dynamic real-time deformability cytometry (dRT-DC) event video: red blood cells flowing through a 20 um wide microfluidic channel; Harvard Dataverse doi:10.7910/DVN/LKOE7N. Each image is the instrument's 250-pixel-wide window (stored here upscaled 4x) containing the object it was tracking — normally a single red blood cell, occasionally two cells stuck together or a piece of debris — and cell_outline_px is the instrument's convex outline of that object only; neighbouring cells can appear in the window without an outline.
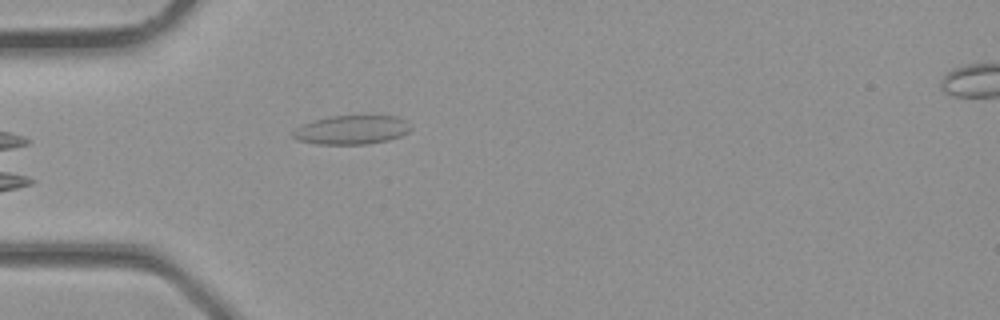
{"species": "common noctule bat (a hibernating species)", "species_latin": "Nyctalus noctula", "temperature_condition": "room temperature", "stored_images_in_passage": 4, "camera_frame_rate_fps": 3000, "um_per_image_px": 0.085, "animal": {"sex": "male", "body_mass_g": 23.1, "forearm_length_mm": 52.7}, "frame": {"image": 1, "passage_image": 3, "time_ms": 0.667, "image_size_px": [1000, 320], "cell_outline_px": [[412, 128], [408, 132], [400, 136], [388, 140], [368, 144], [316, 144], [300, 140], [292, 136], [292, 132], [300, 124], [312, 120], [328, 116], [396, 116], [404, 120]], "centroid_in_image_um": [29.86, 11.03], "position_along_channel_um": 55.1, "area_um2": 19.88}}